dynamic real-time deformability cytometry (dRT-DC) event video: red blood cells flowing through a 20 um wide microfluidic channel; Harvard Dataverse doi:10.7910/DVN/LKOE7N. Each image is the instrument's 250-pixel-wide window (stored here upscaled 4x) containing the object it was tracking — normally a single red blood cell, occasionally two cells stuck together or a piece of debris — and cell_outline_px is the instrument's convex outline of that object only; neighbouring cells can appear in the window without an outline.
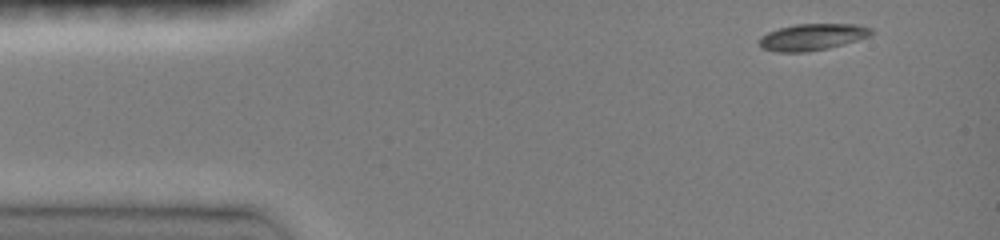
{"species": "common noctule bat (a hibernating species)", "species_latin": "Nyctalus noctula", "temperature_condition": "room temperature", "stored_images_in_passage": 8, "camera_frame_rate_fps": 3000, "um_per_image_px": 0.085, "animal": {"sex": "female", "body_mass_g": 19.0, "forearm_length_mm": 51.5}, "frame": {"image": 1, "passage_image": 1, "time_ms": 0.0, "image_size_px": [1000, 240], "cell_outline_px": [[872, 32], [868, 36], [856, 40], [828, 48], [808, 52], [776, 52], [760, 48], [760, 36], [768, 32], [780, 28], [796, 24], [856, 24], [872, 28]], "centroid_in_image_um": [69.0, 3.15], "position_along_channel_um": 16.0, "area_um2": 17.22}}